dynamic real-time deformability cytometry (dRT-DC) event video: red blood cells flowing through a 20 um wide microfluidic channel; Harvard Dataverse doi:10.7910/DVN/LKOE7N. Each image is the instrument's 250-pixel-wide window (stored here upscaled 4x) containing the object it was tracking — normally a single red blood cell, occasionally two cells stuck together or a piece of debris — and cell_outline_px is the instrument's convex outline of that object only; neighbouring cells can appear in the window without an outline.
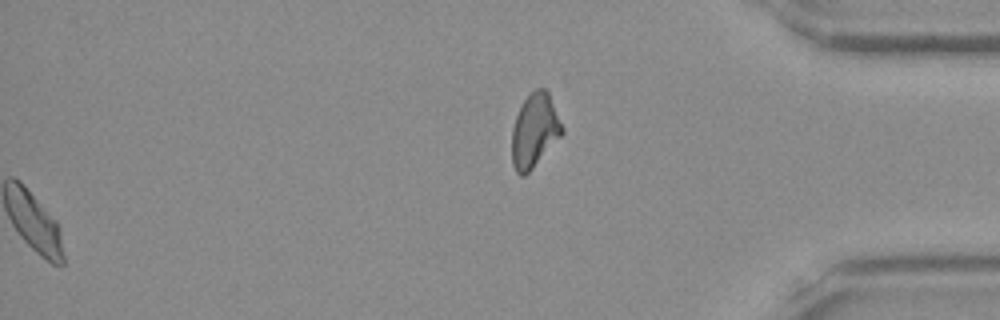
{"species": "Egyptian fruit bat (a non-hibernating species)", "species_latin": "Rousettus aegyptiacus", "temperature_condition": "room temperature", "stored_images_in_passage": 41, "segment_of_instrument_passage": [2, 2], "camera_frame_rate_fps": 3000, "um_per_image_px": 0.085, "frame": {"image": 1, "passage_image": 41, "time_ms": 13.333, "image_size_px": [1000, 320], "cell_outline_px": [[564, 132], [532, 168], [524, 176], [520, 176], [516, 172], [512, 164], [512, 128], [516, 116], [524, 100], [536, 88], [544, 88], [548, 92], [564, 128]], "centroid_in_image_um": [45.43, 11.1], "position_along_channel_um": 389.8, "area_um2": 21.27}}